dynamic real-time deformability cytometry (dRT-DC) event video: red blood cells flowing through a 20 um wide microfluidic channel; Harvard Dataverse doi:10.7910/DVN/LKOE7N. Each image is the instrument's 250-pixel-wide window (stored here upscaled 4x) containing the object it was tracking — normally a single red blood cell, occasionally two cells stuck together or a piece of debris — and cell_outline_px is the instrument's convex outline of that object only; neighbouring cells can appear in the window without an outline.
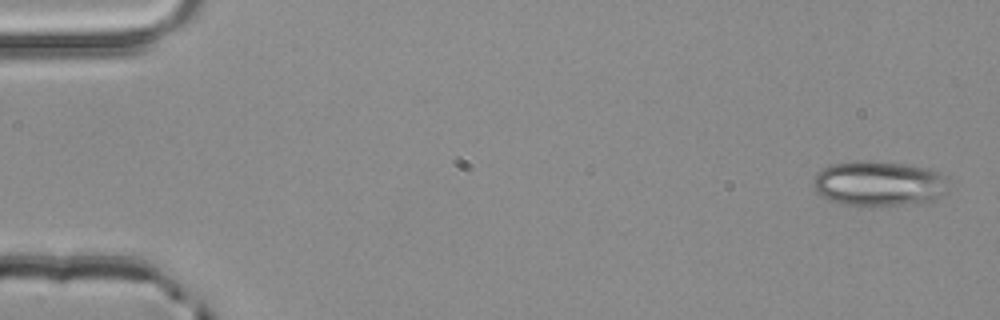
{"species": "common noctule bat (a hibernating species)", "species_latin": "Nyctalus noctula", "temperature_condition": "room temperature", "stored_images_in_passage": 4, "camera_frame_rate_fps": 3000, "um_per_image_px": 0.085, "animal": {"sex": "male", "body_mass_g": 20.4}, "frame": {"image": 1, "passage_image": 1, "time_ms": 0.0, "image_size_px": [1000, 320], "cell_outline_px": [[948, 192], [936, 200], [868, 208], [860, 208], [840, 204], [816, 192], [812, 184], [812, 180], [816, 172], [832, 164], [852, 160], [872, 160], [904, 164], [924, 168], [936, 172], [944, 176], [948, 188]], "centroid_in_image_um": [74.65, 15.62], "position_along_channel_um": 10.4, "area_um2": 36.24}}